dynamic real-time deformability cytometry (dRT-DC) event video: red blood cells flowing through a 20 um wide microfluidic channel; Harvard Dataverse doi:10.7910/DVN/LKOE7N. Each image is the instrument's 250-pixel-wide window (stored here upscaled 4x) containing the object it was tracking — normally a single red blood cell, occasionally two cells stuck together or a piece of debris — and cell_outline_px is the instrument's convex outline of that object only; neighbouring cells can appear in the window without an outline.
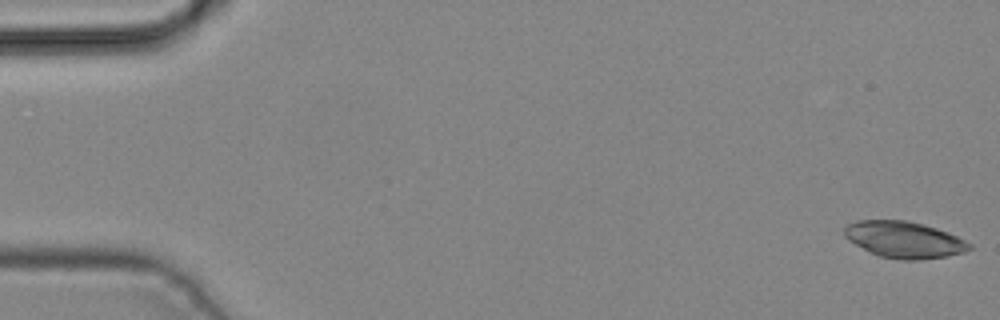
{"species": "common noctule bat (a hibernating species)", "species_latin": "Nyctalus noctula", "temperature_condition": "cold", "stored_images_in_passage": 4, "camera_frame_rate_fps": 3000, "um_per_image_px": 0.085, "animal": {"sex": "male", "body_mass_g": 19.2, "forearm_length_mm": 51.8}, "frame": {"image": 1, "passage_image": 4, "time_ms": 1.0, "image_size_px": [1000, 320], "cell_outline_px": [[972, 248], [964, 252], [944, 256], [920, 260], [904, 260], [880, 256], [848, 240], [844, 236], [844, 228], [848, 224], [856, 220], [908, 220], [936, 228], [948, 232], [972, 244]], "centroid_in_image_um": [76.85, 20.36], "position_along_channel_um": 8.1, "area_um2": 26.36}}